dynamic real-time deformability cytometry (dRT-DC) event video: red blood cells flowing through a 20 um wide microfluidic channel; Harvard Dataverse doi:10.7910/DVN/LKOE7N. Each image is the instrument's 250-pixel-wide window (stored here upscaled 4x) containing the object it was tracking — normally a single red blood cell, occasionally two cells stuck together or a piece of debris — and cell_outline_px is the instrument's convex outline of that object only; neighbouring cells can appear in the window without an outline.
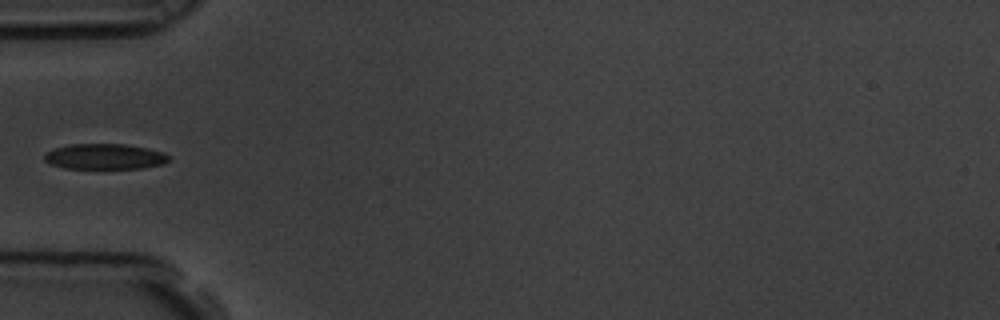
{"species": "common noctule bat (a hibernating species)", "species_latin": "Nyctalus noctula", "temperature_condition": "room temperature", "stored_images_in_passage": 3, "camera_frame_rate_fps": 3000, "um_per_image_px": 0.085, "animal": {"sex": "male", "body_mass_g": 19.5, "forearm_length_mm": 54.6}, "frame": {"image": 1, "passage_image": 1, "time_ms": 0.0, "image_size_px": [1000, 320], "cell_outline_px": [[168, 160], [164, 164], [144, 168], [64, 168], [48, 164], [44, 160], [44, 152], [56, 148], [72, 144], [124, 144], [148, 148], [164, 152], [168, 156]], "centroid_in_image_um": [8.88, 13.31], "position_along_channel_um": 76.1, "area_um2": 18.55}}
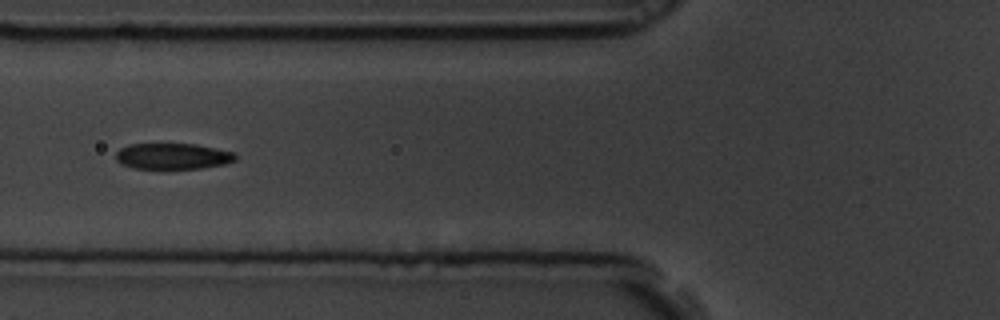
{"frame": {"image": 2, "passage_image": 2, "time_ms": 0.333, "image_size_px": [1000, 320], "cell_outline_px": [[236, 160], [224, 164], [200, 168], [132, 168], [120, 164], [116, 160], [116, 152], [120, 148], [128, 144], [196, 144], [232, 152], [236, 156]], "centroid_in_image_um": [14.63, 13.27], "position_along_channel_um": 111.2, "area_um2": 17.98}}
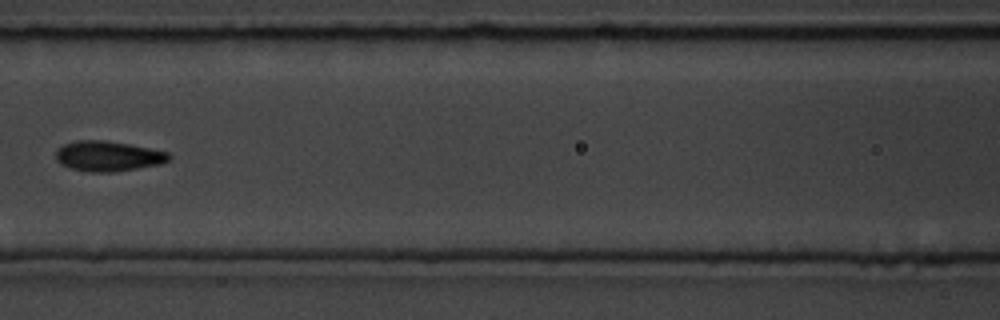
{"frame": {"image": 3, "passage_image": 3, "time_ms": 0.667, "image_size_px": [1000, 320], "cell_outline_px": [[172, 156], [168, 160], [160, 164], [116, 172], [92, 172], [72, 168], [60, 164], [56, 160], [56, 148], [64, 144], [76, 140], [104, 140], [128, 144], [168, 152]], "centroid_in_image_um": [9.16, 13.27], "position_along_channel_um": 157.4, "area_um2": 19.88}}